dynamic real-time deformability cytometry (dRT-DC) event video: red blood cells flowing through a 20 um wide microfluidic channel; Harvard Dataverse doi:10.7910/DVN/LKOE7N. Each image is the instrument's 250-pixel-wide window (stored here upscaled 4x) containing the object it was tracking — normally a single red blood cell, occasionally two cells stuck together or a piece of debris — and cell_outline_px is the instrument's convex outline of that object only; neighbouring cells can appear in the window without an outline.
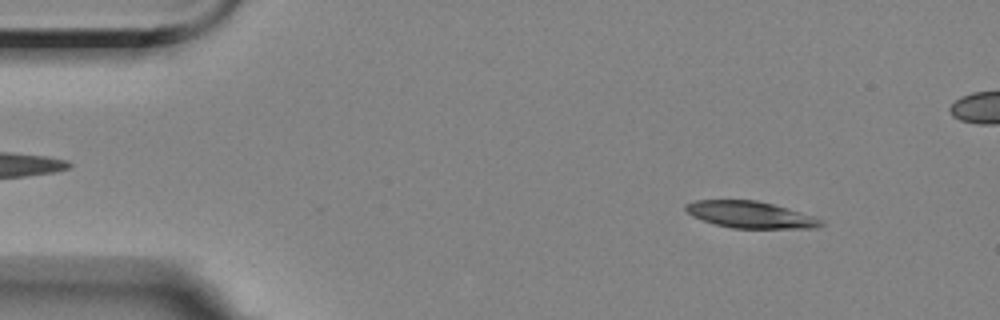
{"species": "Egyptian fruit bat (a non-hibernating species)", "species_latin": "Rousettus aegyptiacus", "temperature_condition": "room temperature", "stored_images_in_passage": 5, "camera_frame_rate_fps": 3000, "um_per_image_px": 0.085, "animal": {"sex": "female"}, "frame": {"image": 1, "passage_image": 1, "time_ms": 0.0, "image_size_px": [1000, 320], "cell_outline_px": [[824, 224], [816, 228], [732, 228], [716, 224], [692, 216], [684, 208], [684, 204], [696, 200], [756, 200], [788, 208], [816, 216], [824, 220]], "centroid_in_image_um": [63.82, 18.24], "position_along_channel_um": 21.2, "area_um2": 21.1}}
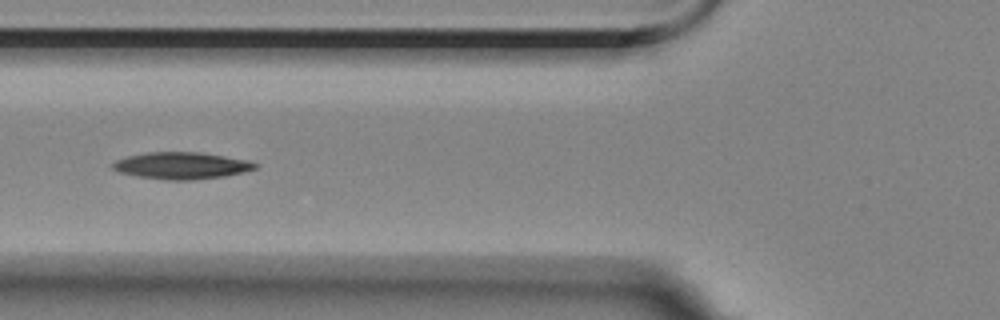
{"frame": {"image": 2, "passage_image": 5, "time_ms": 4.667, "image_size_px": [1000, 320], "cell_outline_px": [[260, 164], [256, 168], [244, 172], [224, 176], [192, 180], [168, 180], [136, 176], [120, 172], [112, 168], [108, 164], [116, 160], [128, 156], [148, 152], [200, 152], [248, 160]], "centroid_in_image_um": [15.42, 14.07], "position_along_channel_um": 110.4, "area_um2": 22.37}}